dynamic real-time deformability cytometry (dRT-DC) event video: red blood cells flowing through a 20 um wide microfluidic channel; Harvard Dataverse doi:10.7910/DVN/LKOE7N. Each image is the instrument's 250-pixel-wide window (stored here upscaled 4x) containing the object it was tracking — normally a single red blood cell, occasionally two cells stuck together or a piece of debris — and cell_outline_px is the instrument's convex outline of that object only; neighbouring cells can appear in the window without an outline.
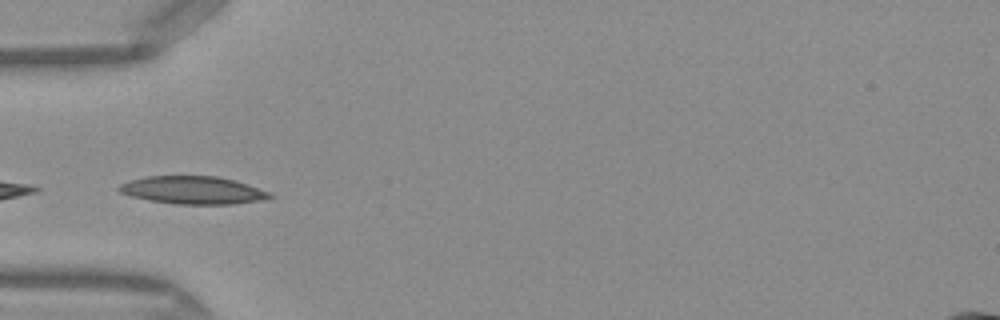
{"species": "Egyptian fruit bat (a non-hibernating species)", "species_latin": "Rousettus aegyptiacus", "temperature_condition": "warm", "stored_images_in_passage": 13, "camera_frame_rate_fps": 3000, "um_per_image_px": 0.085, "frame": {"image": 1, "passage_image": 11, "time_ms": 3.333, "image_size_px": [1000, 320], "cell_outline_px": [[276, 196], [260, 200], [232, 204], [176, 204], [148, 200], [132, 196], [120, 192], [116, 188], [120, 184], [132, 180], [148, 176], [216, 176], [236, 180], [272, 192]], "centroid_in_image_um": [16.44, 16.16], "position_along_channel_um": 68.6, "area_um2": 24.45}}